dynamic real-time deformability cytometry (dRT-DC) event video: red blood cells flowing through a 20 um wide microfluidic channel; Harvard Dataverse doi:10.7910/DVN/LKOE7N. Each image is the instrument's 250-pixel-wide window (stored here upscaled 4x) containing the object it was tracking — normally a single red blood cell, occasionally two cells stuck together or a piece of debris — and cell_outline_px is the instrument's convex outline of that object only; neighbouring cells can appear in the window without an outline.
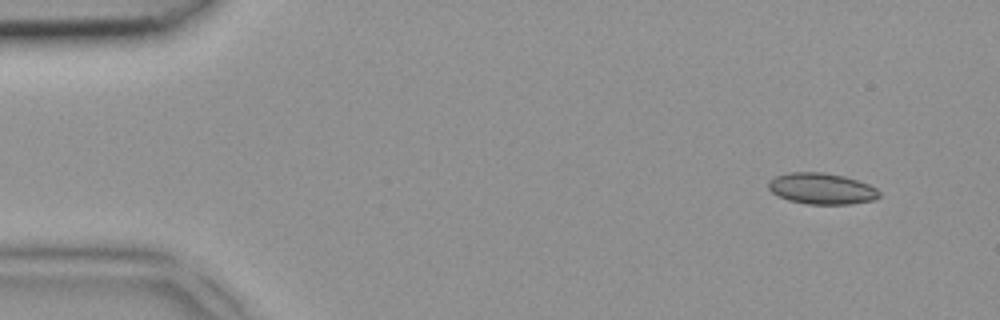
{"species": "common noctule bat (a hibernating species)", "species_latin": "Nyctalus noctula", "temperature_condition": "room temperature", "stored_images_in_passage": 4, "camera_frame_rate_fps": 3000, "um_per_image_px": 0.085, "animal": {"sex": "female", "body_mass_g": 18.4}, "frame": {"image": 1, "passage_image": 1, "time_ms": 0.0, "image_size_px": [1000, 320], "cell_outline_px": [[880, 196], [876, 200], [848, 204], [808, 204], [788, 200], [772, 192], [768, 188], [768, 180], [776, 176], [788, 172], [824, 172], [844, 176], [868, 184], [876, 188], [880, 192]], "centroid_in_image_um": [69.84, 16.03], "position_along_channel_um": 15.2, "area_um2": 20.17}}